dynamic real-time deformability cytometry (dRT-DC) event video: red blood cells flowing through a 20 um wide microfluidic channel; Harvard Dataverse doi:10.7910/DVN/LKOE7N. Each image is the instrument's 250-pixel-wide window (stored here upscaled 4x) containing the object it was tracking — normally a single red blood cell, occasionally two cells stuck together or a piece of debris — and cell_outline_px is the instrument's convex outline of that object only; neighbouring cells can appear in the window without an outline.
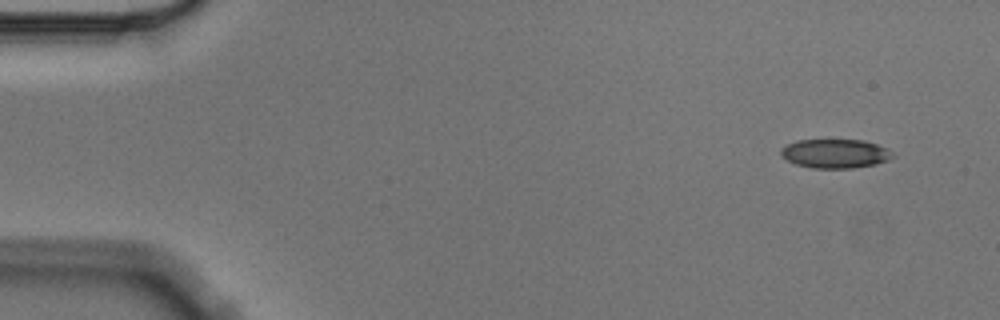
{"species": "Egyptian fruit bat (a non-hibernating species)", "species_latin": "Rousettus aegyptiacus", "temperature_condition": "cold", "stored_images_in_passage": 5, "camera_frame_rate_fps": 3000, "um_per_image_px": 0.085, "animal": {"sex": "male"}, "frame": {"image": 1, "passage_image": 1, "time_ms": 0.0, "image_size_px": [1000, 320], "cell_outline_px": [[896, 156], [888, 160], [876, 164], [852, 168], [812, 168], [796, 164], [788, 160], [780, 152], [780, 148], [796, 140], [864, 140], [888, 148]], "centroid_in_image_um": [71.03, 13.05], "position_along_channel_um": 14.0, "area_um2": 18.9}}
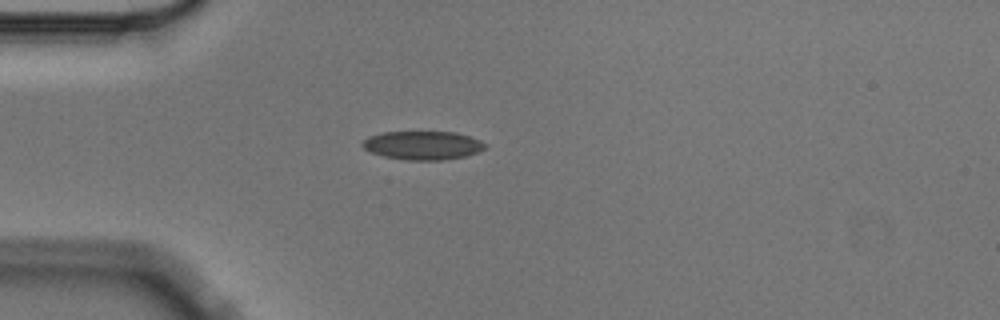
{"frame": {"image": 2, "passage_image": 4, "time_ms": 1.0, "image_size_px": [1000, 320], "cell_outline_px": [[488, 144], [484, 148], [476, 152], [464, 156], [444, 160], [408, 160], [384, 156], [372, 152], [364, 148], [360, 144], [368, 136], [384, 132], [456, 132], [480, 140]], "centroid_in_image_um": [35.93, 12.35], "position_along_channel_um": 49.1, "area_um2": 20.29}}